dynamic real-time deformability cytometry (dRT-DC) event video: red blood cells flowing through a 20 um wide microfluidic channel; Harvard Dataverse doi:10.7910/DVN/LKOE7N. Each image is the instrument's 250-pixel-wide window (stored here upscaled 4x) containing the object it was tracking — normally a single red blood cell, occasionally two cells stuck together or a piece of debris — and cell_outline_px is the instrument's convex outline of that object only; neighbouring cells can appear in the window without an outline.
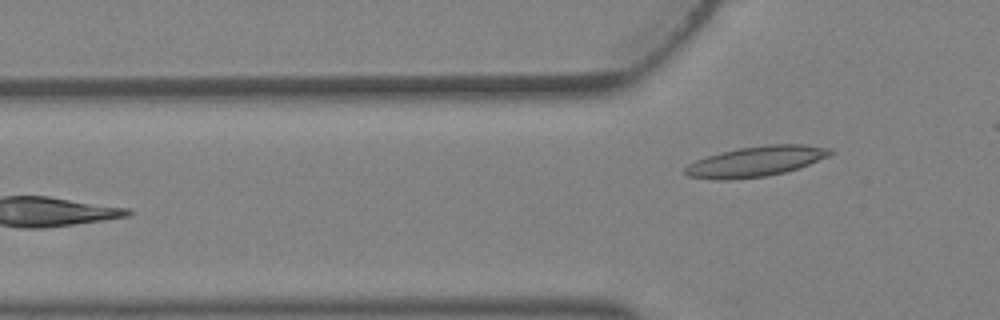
{"species": "Egyptian fruit bat (a non-hibernating species)", "species_latin": "Rousettus aegyptiacus", "temperature_condition": "warm", "stored_images_in_passage": 4, "camera_frame_rate_fps": 3000, "um_per_image_px": 0.085, "animal": {"sex": "female"}, "frame": {"image": 1, "passage_image": 4, "time_ms": 1.0, "image_size_px": [1000, 320], "cell_outline_px": [[836, 152], [828, 156], [808, 164], [784, 172], [764, 176], [724, 180], [716, 180], [688, 176], [684, 172], [684, 168], [688, 164], [696, 160], [720, 152], [740, 148], [768, 144], [804, 144], [832, 148]], "centroid_in_image_um": [64.26, 13.71], "position_along_channel_um": 61.5, "area_um2": 25.43}}